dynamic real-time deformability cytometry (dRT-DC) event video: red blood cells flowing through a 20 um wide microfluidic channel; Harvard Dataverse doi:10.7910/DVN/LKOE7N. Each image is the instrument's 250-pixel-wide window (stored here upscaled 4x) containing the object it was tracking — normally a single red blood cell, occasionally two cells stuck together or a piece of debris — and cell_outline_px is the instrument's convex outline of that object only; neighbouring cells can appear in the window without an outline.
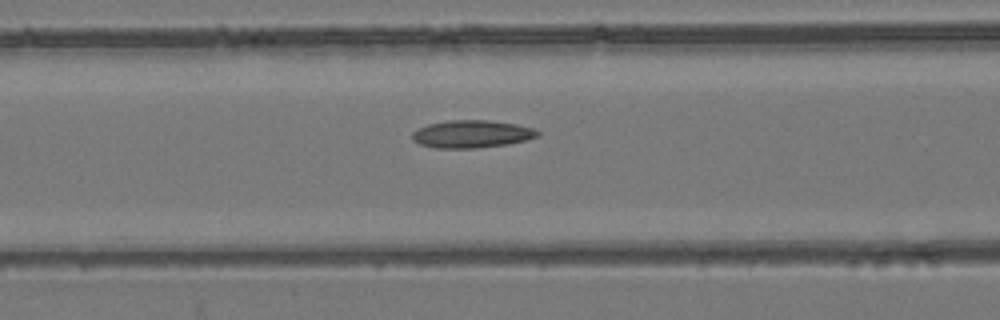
{"species": "common noctule bat (a hibernating species)", "species_latin": "Nyctalus noctula", "temperature_condition": "room temperature", "stored_images_in_passage": 54, "camera_frame_rate_fps": 3000, "um_per_image_px": 0.085, "animal": {"sex": "female", "body_mass_g": 24.6, "forearm_length_mm": 56.2}, "frame": {"image": 1, "passage_image": 23, "time_ms": 7.333, "image_size_px": [1000, 320], "cell_outline_px": [[540, 136], [528, 140], [508, 144], [476, 148], [436, 148], [420, 144], [412, 140], [412, 132], [416, 128], [428, 124], [448, 120], [488, 120], [516, 124], [536, 128], [540, 132]], "centroid_in_image_um": [40.12, 11.39], "position_along_channel_um": 126.5, "area_um2": 20.46}}
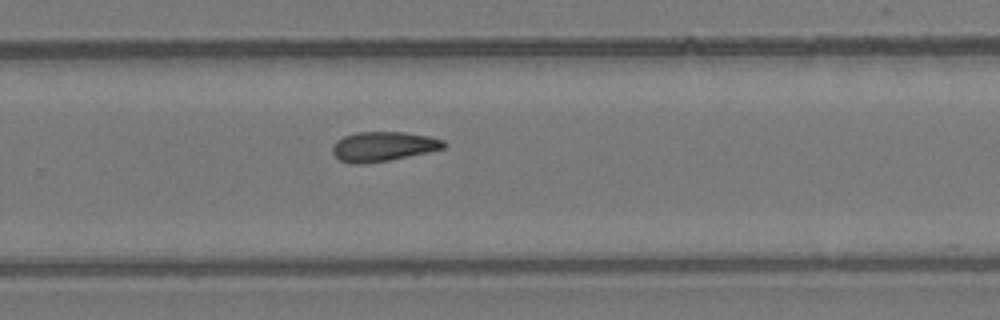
{"frame": {"image": 2, "passage_image": 36, "time_ms": 11.667, "image_size_px": [1000, 320], "cell_outline_px": [[448, 144], [444, 148], [428, 152], [388, 160], [364, 164], [356, 164], [340, 160], [332, 152], [332, 148], [336, 140], [344, 136], [356, 132], [404, 132], [428, 136], [444, 140]], "centroid_in_image_um": [32.58, 12.44], "position_along_channel_um": 297.2, "area_um2": 19.13}}
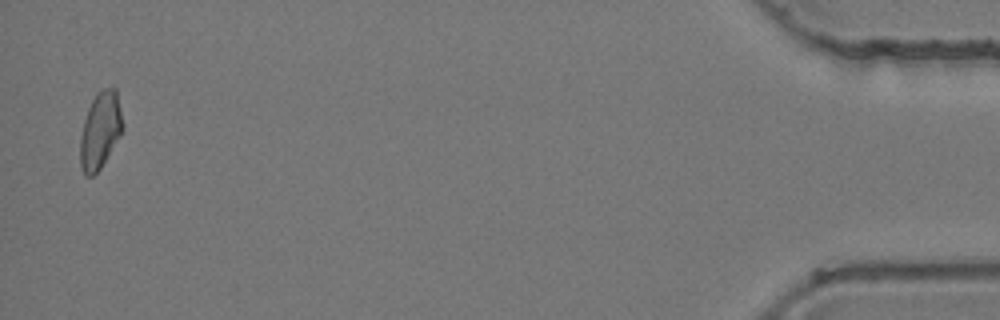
{"frame": {"image": 3, "passage_image": 53, "time_ms": 17.333, "image_size_px": [1000, 320], "cell_outline_px": [[124, 128], [120, 136], [100, 168], [92, 176], [84, 176], [80, 168], [80, 136], [84, 120], [88, 108], [96, 92], [100, 88], [116, 88], [124, 124]], "centroid_in_image_um": [8.52, 11.07], "position_along_channel_um": 426.7, "area_um2": 19.19}, "authors_computed_cell_mechanics": {"area_um2": 19.5364, "velocity_mm_per_s": 3.9547, "shape_relaxation_time_tau1_ms": null, "shape_relaxation_time_tau2_ms": 5.9827, "deformation_change_tau1": null, "deformation_change_tau2": 0.125}}